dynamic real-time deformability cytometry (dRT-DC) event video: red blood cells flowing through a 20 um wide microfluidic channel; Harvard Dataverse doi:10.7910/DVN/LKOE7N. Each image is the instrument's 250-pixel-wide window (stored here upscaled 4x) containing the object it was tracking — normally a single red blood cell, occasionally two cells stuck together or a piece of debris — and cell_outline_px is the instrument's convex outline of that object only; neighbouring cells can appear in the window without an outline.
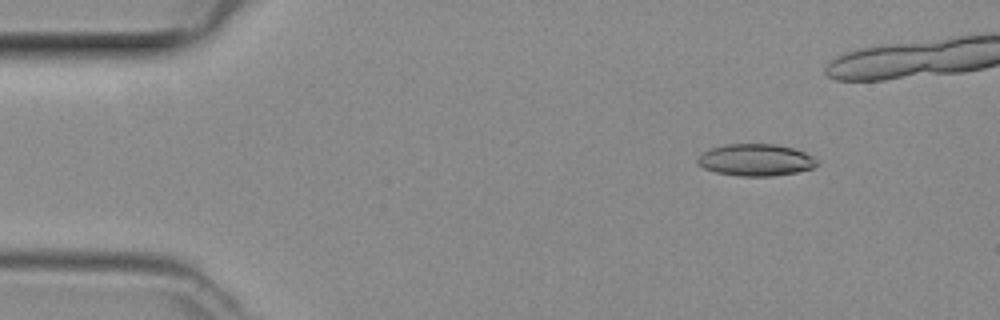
{"species": "common noctule bat (a hibernating species)", "species_latin": "Nyctalus noctula", "temperature_condition": "room temperature", "stored_images_in_passage": 39, "camera_frame_rate_fps": 3000, "um_per_image_px": 0.085, "animal": {"sex": "female", "body_mass_g": 29.2, "forearm_length_mm": 56.3}, "frame": {"image": 1, "passage_image": 6, "time_ms": 1.667, "image_size_px": [1000, 320], "cell_outline_px": [[820, 160], [812, 168], [796, 172], [772, 176], [740, 176], [716, 172], [704, 168], [696, 160], [704, 152], [712, 148], [724, 144], [776, 144], [792, 148], [804, 152]], "centroid_in_image_um": [64.26, 13.59], "position_along_channel_um": 20.7, "area_um2": 22.02}}
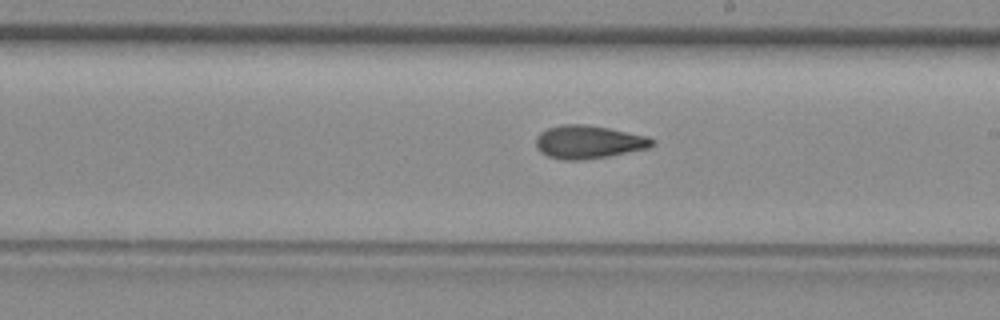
{"frame": {"image": 2, "passage_image": 27, "time_ms": 8.667, "image_size_px": [1000, 320], "cell_outline_px": [[652, 144], [648, 148], [608, 156], [580, 160], [564, 160], [548, 156], [540, 152], [536, 144], [536, 136], [540, 132], [548, 128], [560, 124], [584, 124], [608, 128], [648, 136], [652, 140]], "centroid_in_image_um": [49.98, 12.06], "position_along_channel_um": 239.0, "area_um2": 22.25}}
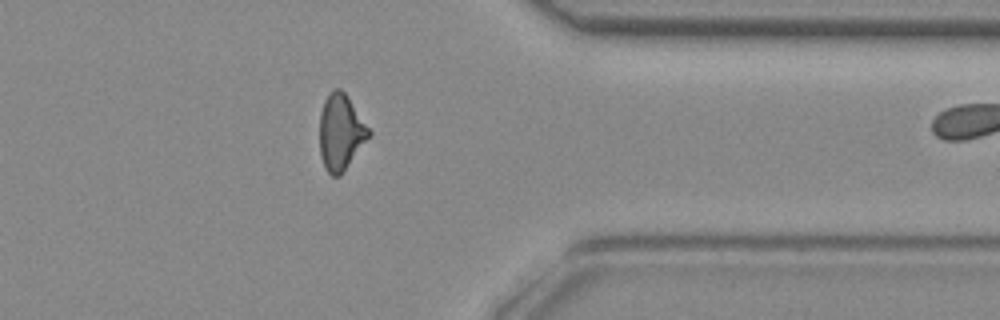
{"frame": {"image": 3, "passage_image": 38, "time_ms": 12.333, "image_size_px": [1000, 320], "cell_outline_px": [[372, 132], [340, 176], [332, 176], [324, 168], [320, 156], [320, 112], [324, 100], [336, 88], [340, 88], [348, 96]], "centroid_in_image_um": [28.95, 11.24], "position_along_channel_um": 382.5, "area_um2": 21.56}}